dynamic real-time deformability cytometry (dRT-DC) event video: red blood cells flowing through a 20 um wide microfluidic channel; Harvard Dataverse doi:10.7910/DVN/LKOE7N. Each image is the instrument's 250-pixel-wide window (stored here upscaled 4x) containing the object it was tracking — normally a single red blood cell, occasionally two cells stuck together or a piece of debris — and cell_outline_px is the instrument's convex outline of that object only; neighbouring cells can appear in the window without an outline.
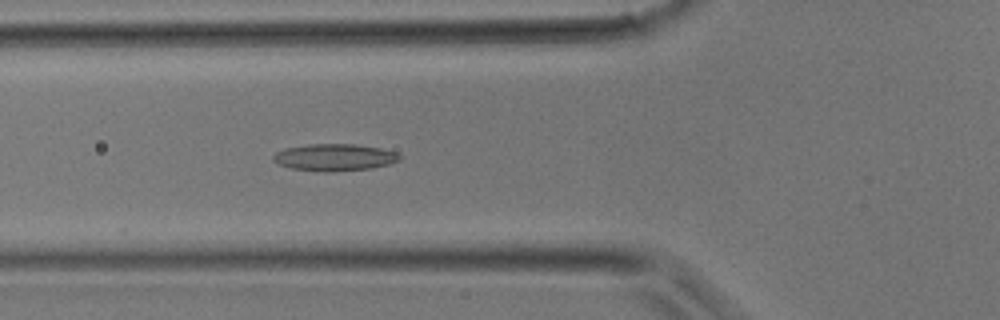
{"species": "common noctule bat (a hibernating species)", "species_latin": "Nyctalus noctula", "temperature_condition": "room temperature", "stored_images_in_passage": 35, "camera_frame_rate_fps": 3000, "um_per_image_px": 0.085, "animal": {"sex": "male", "body_mass_g": 17.9}, "frame": {"image": 1, "passage_image": 13, "time_ms": 4.0, "image_size_px": [1000, 320], "cell_outline_px": [[400, 160], [388, 164], [372, 168], [332, 172], [324, 172], [292, 168], [280, 164], [272, 160], [272, 156], [276, 152], [284, 148], [308, 144], [356, 144], [380, 148], [396, 152], [400, 156]], "centroid_in_image_um": [28.42, 13.37], "position_along_channel_um": 97.4, "area_um2": 19.88}}
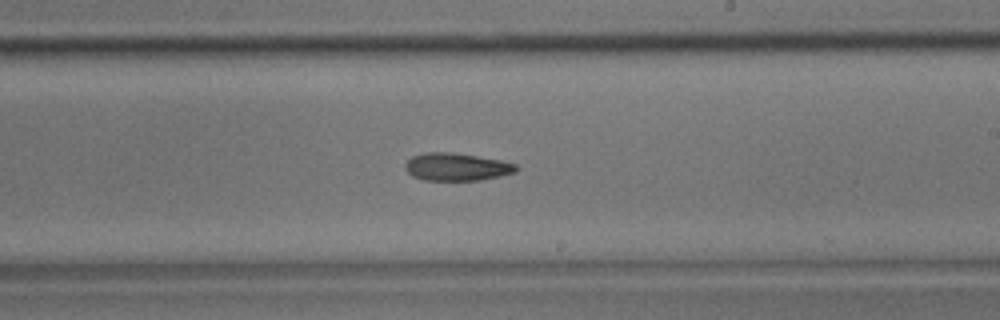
{"frame": {"image": 2, "passage_image": 21, "time_ms": 6.667, "image_size_px": [1000, 320], "cell_outline_px": [[520, 168], [516, 172], [500, 176], [480, 180], [424, 180], [412, 176], [404, 168], [404, 164], [412, 156], [424, 152], [452, 152], [500, 160], [516, 164]], "centroid_in_image_um": [38.81, 14.18], "position_along_channel_um": 250.2, "area_um2": 17.98}}
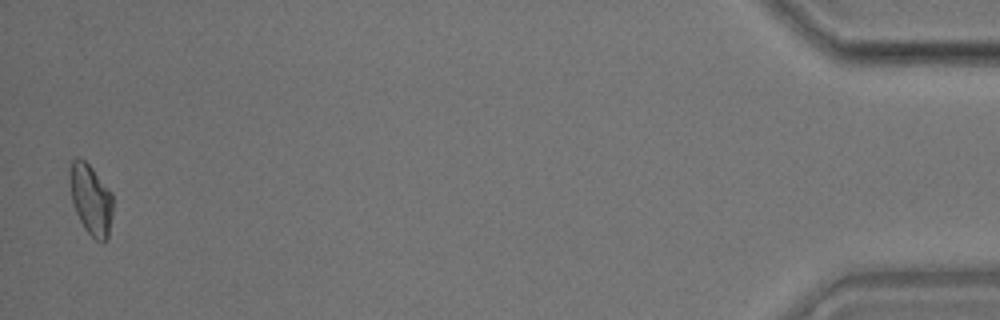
{"frame": {"image": 3, "passage_image": 35, "time_ms": 11.333, "image_size_px": [1000, 320], "cell_outline_px": [[112, 216], [108, 236], [104, 240], [96, 240], [84, 228], [72, 204], [68, 176], [68, 172], [72, 160], [76, 156], [84, 160], [92, 168], [112, 192]], "centroid_in_image_um": [7.69, 16.91], "position_along_channel_um": 427.5, "area_um2": 17.8}}